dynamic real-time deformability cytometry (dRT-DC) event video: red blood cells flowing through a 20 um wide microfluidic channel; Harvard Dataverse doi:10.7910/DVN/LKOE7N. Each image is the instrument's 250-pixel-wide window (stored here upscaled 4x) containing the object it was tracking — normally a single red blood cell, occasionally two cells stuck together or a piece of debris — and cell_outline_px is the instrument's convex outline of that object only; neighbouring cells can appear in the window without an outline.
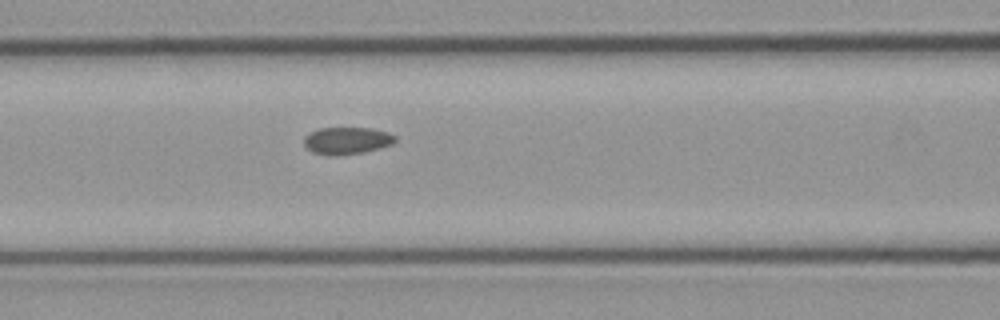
{"species": "common noctule bat (a hibernating species)", "species_latin": "Nyctalus noctula", "temperature_condition": "cold", "stored_images_in_passage": 6, "camera_frame_rate_fps": 3000, "um_per_image_px": 0.085, "animal": {"sex": "male", "body_mass_g": 23.1, "forearm_length_mm": 52.7}, "frame": {"image": 1, "passage_image": 6, "time_ms": 1.667, "image_size_px": [1000, 320], "cell_outline_px": [[396, 140], [392, 144], [364, 152], [336, 156], [328, 156], [312, 152], [304, 144], [304, 136], [308, 132], [320, 128], [372, 128], [388, 132], [396, 136]], "centroid_in_image_um": [29.46, 11.95], "position_along_channel_um": 137.1, "area_um2": 14.57}}